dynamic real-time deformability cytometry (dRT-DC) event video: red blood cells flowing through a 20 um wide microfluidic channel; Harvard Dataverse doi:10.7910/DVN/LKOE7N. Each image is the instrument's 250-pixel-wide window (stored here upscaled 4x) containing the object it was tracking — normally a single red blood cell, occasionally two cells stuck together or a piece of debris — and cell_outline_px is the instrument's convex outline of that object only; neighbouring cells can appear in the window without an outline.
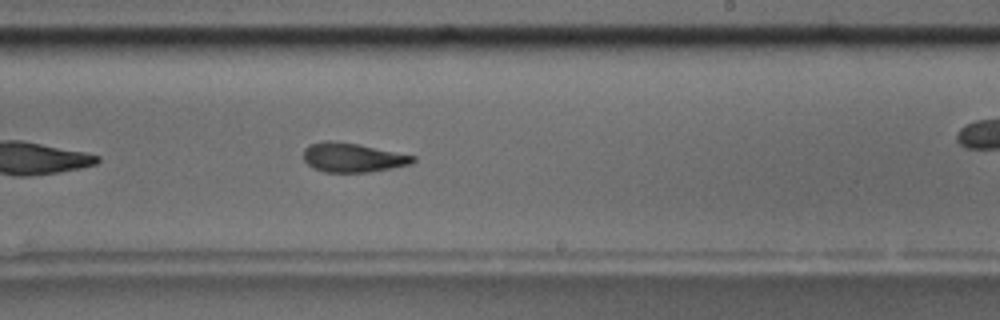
{"species": "common noctule bat (a hibernating species)", "species_latin": "Nyctalus noctula", "temperature_condition": "room temperature", "stored_images_in_passage": 42, "camera_frame_rate_fps": 3000, "um_per_image_px": 0.085, "animal": {"sex": "male", "body_mass_g": 17.5, "forearm_length_mm": 52.3}, "frame": {"image": 1, "passage_image": 19, "time_ms": 6.0, "image_size_px": [1000, 320], "cell_outline_px": [[416, 160], [412, 164], [392, 168], [368, 172], [324, 172], [312, 168], [304, 160], [304, 148], [308, 144], [324, 140], [328, 140], [356, 144], [416, 156]], "centroid_in_image_um": [29.95, 13.39], "position_along_channel_um": 259.1, "area_um2": 18.61}, "authors_computed_cell_mechanics": {"area_um2": 19.1607, "velocity_mm_per_s": 3.649, "shape_relaxation_time_tau1_ms": 9.2584, "shape_relaxation_time_tau2_ms": 3.0081, "deformation_change_tau1": 0.2132, "deformation_change_tau2": 0.1204}}